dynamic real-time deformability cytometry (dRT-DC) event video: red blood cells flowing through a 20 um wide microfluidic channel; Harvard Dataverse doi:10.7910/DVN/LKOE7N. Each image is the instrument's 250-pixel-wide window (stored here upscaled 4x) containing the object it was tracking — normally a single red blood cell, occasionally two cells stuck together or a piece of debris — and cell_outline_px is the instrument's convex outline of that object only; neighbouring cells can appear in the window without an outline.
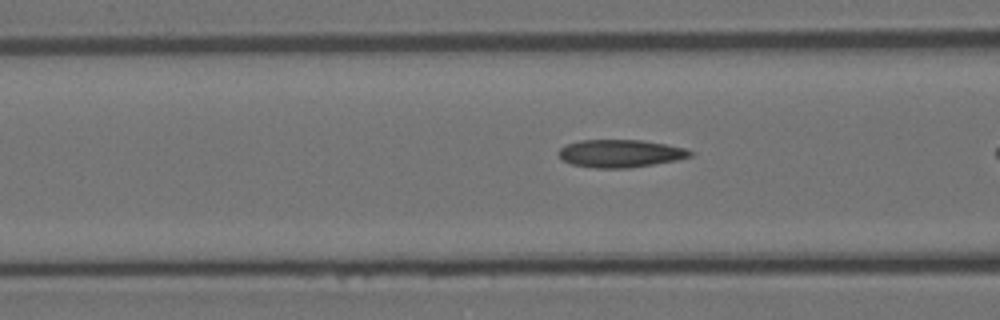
{"species": "Egyptian fruit bat (a non-hibernating species)", "species_latin": "Rousettus aegyptiacus", "temperature_condition": "room temperature", "stored_images_in_passage": 22, "camera_frame_rate_fps": 3000, "um_per_image_px": 0.085, "animal": {"sex": "female"}, "frame": {"image": 1, "passage_image": 19, "time_ms": 6.0, "image_size_px": [1000, 320], "cell_outline_px": [[696, 152], [692, 156], [676, 160], [628, 168], [592, 168], [572, 164], [560, 160], [556, 152], [564, 144], [580, 140], [644, 140], [684, 148]], "centroid_in_image_um": [52.67, 13.04], "position_along_channel_um": 113.9, "area_um2": 21.5}}